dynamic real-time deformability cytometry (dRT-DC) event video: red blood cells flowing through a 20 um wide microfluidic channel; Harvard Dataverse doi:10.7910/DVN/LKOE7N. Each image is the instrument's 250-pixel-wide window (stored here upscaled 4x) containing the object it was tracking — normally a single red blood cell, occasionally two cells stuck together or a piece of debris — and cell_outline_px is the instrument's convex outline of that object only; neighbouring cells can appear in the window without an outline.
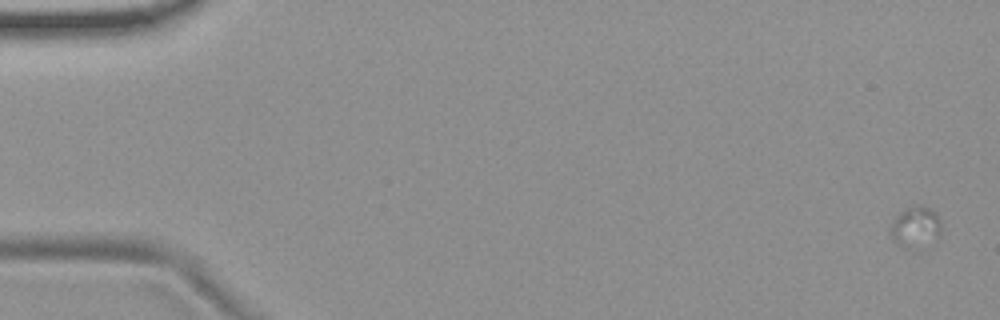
{"species": "common noctule bat (a hibernating species)", "species_latin": "Nyctalus noctula", "temperature_condition": "room temperature", "stored_images_in_passage": 7, "camera_frame_rate_fps": 3000, "um_per_image_px": 0.085, "animal": {"sex": "female", "body_mass_g": 19.9}, "frame": {"image": 1, "passage_image": 1, "time_ms": 0.0, "image_size_px": [1000, 320], "cell_outline_px": [[940, 228], [936, 232], [908, 248], [904, 248], [896, 244], [892, 240], [888, 228], [896, 216], [900, 212], [912, 204], [920, 204], [936, 212], [940, 220]], "centroid_in_image_um": [77.67, 19.16], "position_along_channel_um": 7.3, "area_um2": 11.21}}